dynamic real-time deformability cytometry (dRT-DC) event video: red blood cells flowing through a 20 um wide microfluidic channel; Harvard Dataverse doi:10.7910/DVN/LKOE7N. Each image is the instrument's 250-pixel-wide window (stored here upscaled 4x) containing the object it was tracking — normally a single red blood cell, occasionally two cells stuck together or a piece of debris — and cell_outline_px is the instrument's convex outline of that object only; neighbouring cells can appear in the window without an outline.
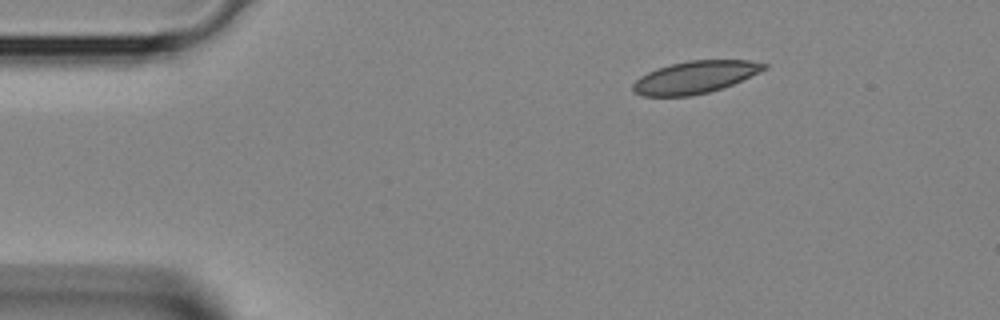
{"species": "Egyptian fruit bat (a non-hibernating species)", "species_latin": "Rousettus aegyptiacus", "temperature_condition": "room temperature", "stored_images_in_passage": 3, "camera_frame_rate_fps": 3000, "um_per_image_px": 0.085, "animal": {"sex": "female"}, "frame": {"image": 1, "passage_image": 1, "time_ms": 0.0, "image_size_px": [1000, 320], "cell_outline_px": [[768, 68], [732, 84], [708, 92], [688, 96], [644, 96], [632, 92], [632, 84], [640, 76], [656, 68], [688, 60], [748, 60], [768, 64]], "centroid_in_image_um": [59.04, 6.56], "position_along_channel_um": 26.0, "area_um2": 24.57}}